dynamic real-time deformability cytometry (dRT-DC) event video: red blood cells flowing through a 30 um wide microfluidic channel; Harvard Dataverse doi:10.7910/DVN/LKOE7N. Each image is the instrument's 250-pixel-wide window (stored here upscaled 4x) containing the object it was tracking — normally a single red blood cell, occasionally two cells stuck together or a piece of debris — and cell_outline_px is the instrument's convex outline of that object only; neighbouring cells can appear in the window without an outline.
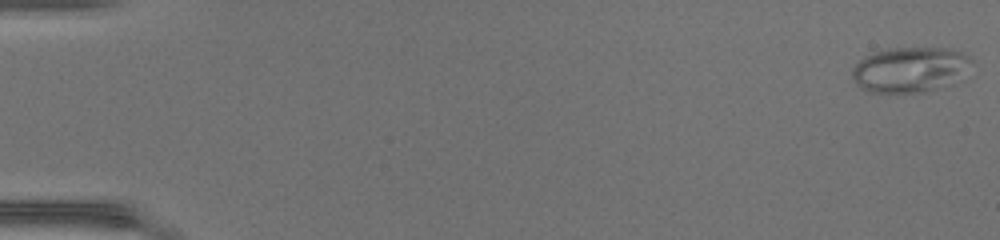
{"species": "common noctule bat (a hibernating species)", "species_latin": "Nyctalus noctula", "temperature_condition": "warm", "stored_images_in_passage": 49, "camera_frame_rate_fps": 3000, "um_per_image_px": 0.085, "animal": {"sex": "female", "body_mass_g": 17.0, "forearm_length_mm": 48.0}, "frame": {"image": 1, "passage_image": 1, "time_ms": 0.0, "image_size_px": [1000, 240], "cell_outline_px": [[972, 60], [952, 84], [924, 92], [868, 92], [860, 88], [856, 84], [852, 76], [852, 68], [864, 56], [888, 48], [948, 48], [960, 52], [968, 56]], "centroid_in_image_um": [77.28, 5.92], "position_along_channel_um": 7.7, "area_um2": 31.1}}
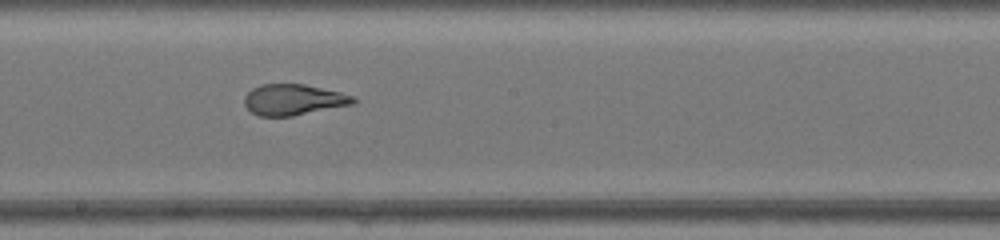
{"frame": {"image": 2, "passage_image": 28, "time_ms": 9.0, "image_size_px": [1000, 240], "cell_outline_px": [[356, 100], [352, 104], [292, 116], [260, 116], [252, 112], [244, 104], [244, 96], [252, 88], [260, 84], [304, 84], [340, 92], [352, 96]], "centroid_in_image_um": [24.9, 8.47], "position_along_channel_um": 223.3, "area_um2": 19.42}}
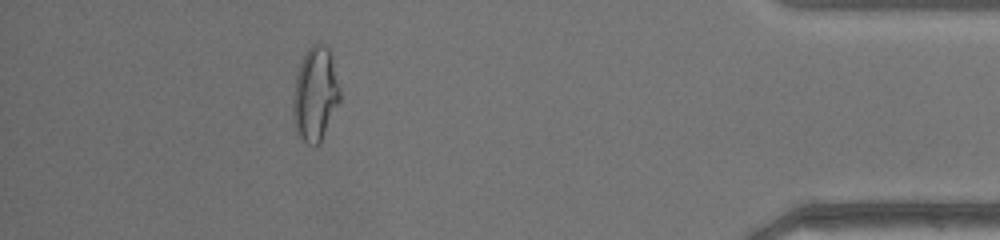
{"frame": {"image": 3, "passage_image": 44, "time_ms": 14.333, "image_size_px": [1000, 240], "cell_outline_px": [[340, 100], [320, 144], [308, 144], [296, 136], [292, 112], [292, 100], [296, 76], [304, 52], [312, 44], [320, 44], [328, 48], [332, 56], [340, 88]], "centroid_in_image_um": [26.78, 8.03], "position_along_channel_um": 408.4, "area_um2": 25.95}, "authors_computed_cell_mechanics": {"area_um2": 22.3108, "velocity_mm_per_s": 4.3605, "shape_relaxation_time_tau1_ms": null, "shape_relaxation_time_tau2_ms": 0.879, "deformation_change_tau1": null, "deformation_change_tau2": 0.067}}